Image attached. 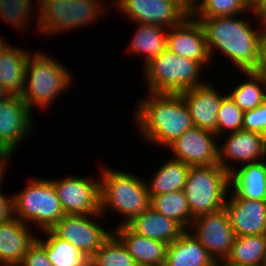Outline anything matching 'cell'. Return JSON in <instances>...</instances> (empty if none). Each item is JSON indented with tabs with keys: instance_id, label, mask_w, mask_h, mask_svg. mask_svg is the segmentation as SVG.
Wrapping results in <instances>:
<instances>
[{
	"instance_id": "13",
	"label": "cell",
	"mask_w": 266,
	"mask_h": 266,
	"mask_svg": "<svg viewBox=\"0 0 266 266\" xmlns=\"http://www.w3.org/2000/svg\"><path fill=\"white\" fill-rule=\"evenodd\" d=\"M222 137L225 139L222 140ZM219 139L223 144L222 142L218 144L220 146L218 147V164L228 173L236 168L235 165L239 167L263 161L266 158V136L261 133L239 130L223 134Z\"/></svg>"
},
{
	"instance_id": "32",
	"label": "cell",
	"mask_w": 266,
	"mask_h": 266,
	"mask_svg": "<svg viewBox=\"0 0 266 266\" xmlns=\"http://www.w3.org/2000/svg\"><path fill=\"white\" fill-rule=\"evenodd\" d=\"M89 266H137L126 247L112 232L89 259Z\"/></svg>"
},
{
	"instance_id": "35",
	"label": "cell",
	"mask_w": 266,
	"mask_h": 266,
	"mask_svg": "<svg viewBox=\"0 0 266 266\" xmlns=\"http://www.w3.org/2000/svg\"><path fill=\"white\" fill-rule=\"evenodd\" d=\"M20 266H52L45 251V242L42 238L36 240L28 247Z\"/></svg>"
},
{
	"instance_id": "21",
	"label": "cell",
	"mask_w": 266,
	"mask_h": 266,
	"mask_svg": "<svg viewBox=\"0 0 266 266\" xmlns=\"http://www.w3.org/2000/svg\"><path fill=\"white\" fill-rule=\"evenodd\" d=\"M229 183L239 198L266 201V159L236 167L229 173Z\"/></svg>"
},
{
	"instance_id": "26",
	"label": "cell",
	"mask_w": 266,
	"mask_h": 266,
	"mask_svg": "<svg viewBox=\"0 0 266 266\" xmlns=\"http://www.w3.org/2000/svg\"><path fill=\"white\" fill-rule=\"evenodd\" d=\"M190 166L182 161L170 157L168 161L155 171L150 181L147 182V189L150 196H156L174 191L184 190L188 170Z\"/></svg>"
},
{
	"instance_id": "9",
	"label": "cell",
	"mask_w": 266,
	"mask_h": 266,
	"mask_svg": "<svg viewBox=\"0 0 266 266\" xmlns=\"http://www.w3.org/2000/svg\"><path fill=\"white\" fill-rule=\"evenodd\" d=\"M113 5L131 22L162 26L167 29L181 24L191 15L188 0H114Z\"/></svg>"
},
{
	"instance_id": "6",
	"label": "cell",
	"mask_w": 266,
	"mask_h": 266,
	"mask_svg": "<svg viewBox=\"0 0 266 266\" xmlns=\"http://www.w3.org/2000/svg\"><path fill=\"white\" fill-rule=\"evenodd\" d=\"M13 217L33 223L37 230H49L64 215L56 189L49 179L30 178L21 192L12 195Z\"/></svg>"
},
{
	"instance_id": "3",
	"label": "cell",
	"mask_w": 266,
	"mask_h": 266,
	"mask_svg": "<svg viewBox=\"0 0 266 266\" xmlns=\"http://www.w3.org/2000/svg\"><path fill=\"white\" fill-rule=\"evenodd\" d=\"M102 165L100 173V212L113 210L123 216L119 225L128 224L135 216L150 207L151 198L146 180L114 168Z\"/></svg>"
},
{
	"instance_id": "36",
	"label": "cell",
	"mask_w": 266,
	"mask_h": 266,
	"mask_svg": "<svg viewBox=\"0 0 266 266\" xmlns=\"http://www.w3.org/2000/svg\"><path fill=\"white\" fill-rule=\"evenodd\" d=\"M256 71L266 77V21L262 23V30L260 33L259 65Z\"/></svg>"
},
{
	"instance_id": "19",
	"label": "cell",
	"mask_w": 266,
	"mask_h": 266,
	"mask_svg": "<svg viewBox=\"0 0 266 266\" xmlns=\"http://www.w3.org/2000/svg\"><path fill=\"white\" fill-rule=\"evenodd\" d=\"M18 218L0 223V266H20L37 234Z\"/></svg>"
},
{
	"instance_id": "5",
	"label": "cell",
	"mask_w": 266,
	"mask_h": 266,
	"mask_svg": "<svg viewBox=\"0 0 266 266\" xmlns=\"http://www.w3.org/2000/svg\"><path fill=\"white\" fill-rule=\"evenodd\" d=\"M143 68L149 93L180 94L206 83L202 78L205 67L200 62L179 56L167 48Z\"/></svg>"
},
{
	"instance_id": "15",
	"label": "cell",
	"mask_w": 266,
	"mask_h": 266,
	"mask_svg": "<svg viewBox=\"0 0 266 266\" xmlns=\"http://www.w3.org/2000/svg\"><path fill=\"white\" fill-rule=\"evenodd\" d=\"M219 137L216 133L193 127L166 147L173 153V159L188 166H209L218 164Z\"/></svg>"
},
{
	"instance_id": "37",
	"label": "cell",
	"mask_w": 266,
	"mask_h": 266,
	"mask_svg": "<svg viewBox=\"0 0 266 266\" xmlns=\"http://www.w3.org/2000/svg\"><path fill=\"white\" fill-rule=\"evenodd\" d=\"M1 189V187H0ZM13 216L12 195L6 196L0 191V223L7 221Z\"/></svg>"
},
{
	"instance_id": "7",
	"label": "cell",
	"mask_w": 266,
	"mask_h": 266,
	"mask_svg": "<svg viewBox=\"0 0 266 266\" xmlns=\"http://www.w3.org/2000/svg\"><path fill=\"white\" fill-rule=\"evenodd\" d=\"M36 31L54 35L92 24L106 12L100 0H37ZM92 22V23H91ZM62 31V32H61Z\"/></svg>"
},
{
	"instance_id": "41",
	"label": "cell",
	"mask_w": 266,
	"mask_h": 266,
	"mask_svg": "<svg viewBox=\"0 0 266 266\" xmlns=\"http://www.w3.org/2000/svg\"><path fill=\"white\" fill-rule=\"evenodd\" d=\"M10 46V44H7V41L5 42V39H3L2 37H0V54L6 50V48Z\"/></svg>"
},
{
	"instance_id": "34",
	"label": "cell",
	"mask_w": 266,
	"mask_h": 266,
	"mask_svg": "<svg viewBox=\"0 0 266 266\" xmlns=\"http://www.w3.org/2000/svg\"><path fill=\"white\" fill-rule=\"evenodd\" d=\"M242 130L266 136V101L255 109L244 111Z\"/></svg>"
},
{
	"instance_id": "30",
	"label": "cell",
	"mask_w": 266,
	"mask_h": 266,
	"mask_svg": "<svg viewBox=\"0 0 266 266\" xmlns=\"http://www.w3.org/2000/svg\"><path fill=\"white\" fill-rule=\"evenodd\" d=\"M150 207L164 216L175 220L185 230H189L194 216L192 215L184 190L150 196Z\"/></svg>"
},
{
	"instance_id": "18",
	"label": "cell",
	"mask_w": 266,
	"mask_h": 266,
	"mask_svg": "<svg viewBox=\"0 0 266 266\" xmlns=\"http://www.w3.org/2000/svg\"><path fill=\"white\" fill-rule=\"evenodd\" d=\"M225 209L236 236L266 234V201L239 198L229 189Z\"/></svg>"
},
{
	"instance_id": "23",
	"label": "cell",
	"mask_w": 266,
	"mask_h": 266,
	"mask_svg": "<svg viewBox=\"0 0 266 266\" xmlns=\"http://www.w3.org/2000/svg\"><path fill=\"white\" fill-rule=\"evenodd\" d=\"M215 259L189 230L168 244L166 266H216Z\"/></svg>"
},
{
	"instance_id": "16",
	"label": "cell",
	"mask_w": 266,
	"mask_h": 266,
	"mask_svg": "<svg viewBox=\"0 0 266 266\" xmlns=\"http://www.w3.org/2000/svg\"><path fill=\"white\" fill-rule=\"evenodd\" d=\"M166 48L179 56L200 62L204 67L211 64L204 30L192 15L167 30Z\"/></svg>"
},
{
	"instance_id": "29",
	"label": "cell",
	"mask_w": 266,
	"mask_h": 266,
	"mask_svg": "<svg viewBox=\"0 0 266 266\" xmlns=\"http://www.w3.org/2000/svg\"><path fill=\"white\" fill-rule=\"evenodd\" d=\"M191 15L194 18H211L220 16H236L244 13L253 14L259 23H264L265 18L258 15L245 0H193L190 3ZM243 13V14H242Z\"/></svg>"
},
{
	"instance_id": "22",
	"label": "cell",
	"mask_w": 266,
	"mask_h": 266,
	"mask_svg": "<svg viewBox=\"0 0 266 266\" xmlns=\"http://www.w3.org/2000/svg\"><path fill=\"white\" fill-rule=\"evenodd\" d=\"M134 232L167 244L178 239L185 229L175 220L149 207L127 224Z\"/></svg>"
},
{
	"instance_id": "42",
	"label": "cell",
	"mask_w": 266,
	"mask_h": 266,
	"mask_svg": "<svg viewBox=\"0 0 266 266\" xmlns=\"http://www.w3.org/2000/svg\"><path fill=\"white\" fill-rule=\"evenodd\" d=\"M216 266H246V265H235L225 260L217 261Z\"/></svg>"
},
{
	"instance_id": "28",
	"label": "cell",
	"mask_w": 266,
	"mask_h": 266,
	"mask_svg": "<svg viewBox=\"0 0 266 266\" xmlns=\"http://www.w3.org/2000/svg\"><path fill=\"white\" fill-rule=\"evenodd\" d=\"M245 81L227 91L243 111L252 110L266 101V77L257 71H242Z\"/></svg>"
},
{
	"instance_id": "40",
	"label": "cell",
	"mask_w": 266,
	"mask_h": 266,
	"mask_svg": "<svg viewBox=\"0 0 266 266\" xmlns=\"http://www.w3.org/2000/svg\"><path fill=\"white\" fill-rule=\"evenodd\" d=\"M10 93H8L4 87L0 84V101L7 99L8 97H10Z\"/></svg>"
},
{
	"instance_id": "14",
	"label": "cell",
	"mask_w": 266,
	"mask_h": 266,
	"mask_svg": "<svg viewBox=\"0 0 266 266\" xmlns=\"http://www.w3.org/2000/svg\"><path fill=\"white\" fill-rule=\"evenodd\" d=\"M33 111L16 95L0 101V149L12 155L35 130ZM29 134V135H28Z\"/></svg>"
},
{
	"instance_id": "8",
	"label": "cell",
	"mask_w": 266,
	"mask_h": 266,
	"mask_svg": "<svg viewBox=\"0 0 266 266\" xmlns=\"http://www.w3.org/2000/svg\"><path fill=\"white\" fill-rule=\"evenodd\" d=\"M229 189V173L219 164L190 166L184 192L194 218L223 209Z\"/></svg>"
},
{
	"instance_id": "11",
	"label": "cell",
	"mask_w": 266,
	"mask_h": 266,
	"mask_svg": "<svg viewBox=\"0 0 266 266\" xmlns=\"http://www.w3.org/2000/svg\"><path fill=\"white\" fill-rule=\"evenodd\" d=\"M99 178V179H98ZM65 215L100 213V177L66 176L52 179Z\"/></svg>"
},
{
	"instance_id": "24",
	"label": "cell",
	"mask_w": 266,
	"mask_h": 266,
	"mask_svg": "<svg viewBox=\"0 0 266 266\" xmlns=\"http://www.w3.org/2000/svg\"><path fill=\"white\" fill-rule=\"evenodd\" d=\"M12 46H8L0 54V84L10 95L21 96L24 91L27 61L32 51Z\"/></svg>"
},
{
	"instance_id": "1",
	"label": "cell",
	"mask_w": 266,
	"mask_h": 266,
	"mask_svg": "<svg viewBox=\"0 0 266 266\" xmlns=\"http://www.w3.org/2000/svg\"><path fill=\"white\" fill-rule=\"evenodd\" d=\"M220 16L197 19L205 34L209 57L220 51L231 60L238 72L256 71L259 65L260 33L262 27H251L244 17Z\"/></svg>"
},
{
	"instance_id": "38",
	"label": "cell",
	"mask_w": 266,
	"mask_h": 266,
	"mask_svg": "<svg viewBox=\"0 0 266 266\" xmlns=\"http://www.w3.org/2000/svg\"><path fill=\"white\" fill-rule=\"evenodd\" d=\"M12 154L6 152V151H2L0 153V187L1 184L4 182V178L6 174V170H7V166L9 163L10 158H12Z\"/></svg>"
},
{
	"instance_id": "17",
	"label": "cell",
	"mask_w": 266,
	"mask_h": 266,
	"mask_svg": "<svg viewBox=\"0 0 266 266\" xmlns=\"http://www.w3.org/2000/svg\"><path fill=\"white\" fill-rule=\"evenodd\" d=\"M209 81L184 92L180 95L188 106L194 127L212 131L217 135V116L223 98L228 94H222L215 85Z\"/></svg>"
},
{
	"instance_id": "39",
	"label": "cell",
	"mask_w": 266,
	"mask_h": 266,
	"mask_svg": "<svg viewBox=\"0 0 266 266\" xmlns=\"http://www.w3.org/2000/svg\"><path fill=\"white\" fill-rule=\"evenodd\" d=\"M253 10L258 15L266 19V0H261V2Z\"/></svg>"
},
{
	"instance_id": "25",
	"label": "cell",
	"mask_w": 266,
	"mask_h": 266,
	"mask_svg": "<svg viewBox=\"0 0 266 266\" xmlns=\"http://www.w3.org/2000/svg\"><path fill=\"white\" fill-rule=\"evenodd\" d=\"M137 30L128 44V53L143 56V67L159 56L167 47V28L146 23H135Z\"/></svg>"
},
{
	"instance_id": "27",
	"label": "cell",
	"mask_w": 266,
	"mask_h": 266,
	"mask_svg": "<svg viewBox=\"0 0 266 266\" xmlns=\"http://www.w3.org/2000/svg\"><path fill=\"white\" fill-rule=\"evenodd\" d=\"M225 261L235 265L262 266L266 262V234L236 236Z\"/></svg>"
},
{
	"instance_id": "20",
	"label": "cell",
	"mask_w": 266,
	"mask_h": 266,
	"mask_svg": "<svg viewBox=\"0 0 266 266\" xmlns=\"http://www.w3.org/2000/svg\"><path fill=\"white\" fill-rule=\"evenodd\" d=\"M134 258L137 266H159L165 264L168 244L150 239L134 232L127 224L112 228Z\"/></svg>"
},
{
	"instance_id": "12",
	"label": "cell",
	"mask_w": 266,
	"mask_h": 266,
	"mask_svg": "<svg viewBox=\"0 0 266 266\" xmlns=\"http://www.w3.org/2000/svg\"><path fill=\"white\" fill-rule=\"evenodd\" d=\"M189 231L216 262L226 259L236 238L225 207L218 212L195 217Z\"/></svg>"
},
{
	"instance_id": "2",
	"label": "cell",
	"mask_w": 266,
	"mask_h": 266,
	"mask_svg": "<svg viewBox=\"0 0 266 266\" xmlns=\"http://www.w3.org/2000/svg\"><path fill=\"white\" fill-rule=\"evenodd\" d=\"M148 95L133 113L135 127L146 143L166 149L175 139L194 127L188 106L180 94Z\"/></svg>"
},
{
	"instance_id": "33",
	"label": "cell",
	"mask_w": 266,
	"mask_h": 266,
	"mask_svg": "<svg viewBox=\"0 0 266 266\" xmlns=\"http://www.w3.org/2000/svg\"><path fill=\"white\" fill-rule=\"evenodd\" d=\"M244 111L227 94L220 105L217 116V136L242 130Z\"/></svg>"
},
{
	"instance_id": "10",
	"label": "cell",
	"mask_w": 266,
	"mask_h": 266,
	"mask_svg": "<svg viewBox=\"0 0 266 266\" xmlns=\"http://www.w3.org/2000/svg\"><path fill=\"white\" fill-rule=\"evenodd\" d=\"M101 216L103 217L101 212L91 215H64L49 230L56 237L70 242L90 259L113 232V229H105V225L103 228L97 222Z\"/></svg>"
},
{
	"instance_id": "43",
	"label": "cell",
	"mask_w": 266,
	"mask_h": 266,
	"mask_svg": "<svg viewBox=\"0 0 266 266\" xmlns=\"http://www.w3.org/2000/svg\"><path fill=\"white\" fill-rule=\"evenodd\" d=\"M247 4L254 9L260 2L261 0H245Z\"/></svg>"
},
{
	"instance_id": "31",
	"label": "cell",
	"mask_w": 266,
	"mask_h": 266,
	"mask_svg": "<svg viewBox=\"0 0 266 266\" xmlns=\"http://www.w3.org/2000/svg\"><path fill=\"white\" fill-rule=\"evenodd\" d=\"M41 233L45 236V251L52 266H89V259L70 242L56 237L50 230Z\"/></svg>"
},
{
	"instance_id": "4",
	"label": "cell",
	"mask_w": 266,
	"mask_h": 266,
	"mask_svg": "<svg viewBox=\"0 0 266 266\" xmlns=\"http://www.w3.org/2000/svg\"><path fill=\"white\" fill-rule=\"evenodd\" d=\"M43 52L35 51L27 61L24 91L20 97L31 111L34 106L41 110L49 109L61 98L60 94L70 88L75 78L67 66Z\"/></svg>"
}]
</instances>
